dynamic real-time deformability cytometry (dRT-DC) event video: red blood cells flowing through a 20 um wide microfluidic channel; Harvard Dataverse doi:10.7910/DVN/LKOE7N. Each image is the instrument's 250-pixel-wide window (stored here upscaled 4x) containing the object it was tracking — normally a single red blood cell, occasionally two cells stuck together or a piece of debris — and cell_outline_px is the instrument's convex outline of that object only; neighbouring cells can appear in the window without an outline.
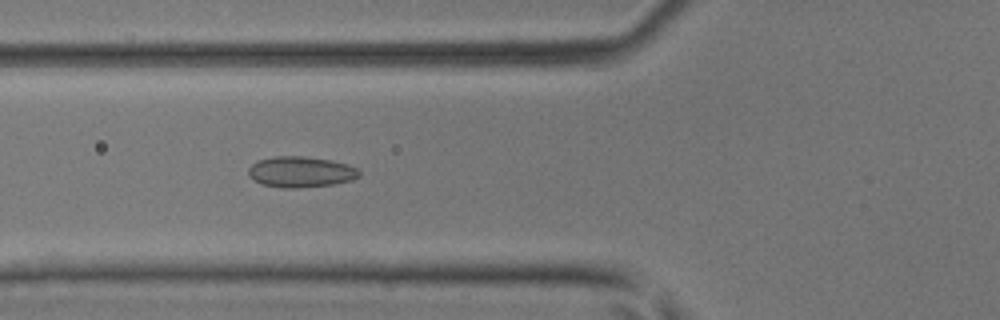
{"species": "common noctule bat (a hibernating species)", "species_latin": "Nyctalus noctula", "temperature_condition": "room temperature", "stored_images_in_passage": 50, "camera_frame_rate_fps": 3000, "um_per_image_px": 0.085, "animal": {"sex": "male", "body_mass_g": 17.9, "forearm_length_mm": 54.2}, "frame": {"image": 1, "passage_image": 19, "time_ms": 6.0, "image_size_px": [1000, 320], "cell_outline_px": [[360, 176], [352, 180], [332, 184], [296, 188], [284, 188], [260, 184], [248, 176], [248, 168], [256, 160], [276, 156], [304, 156], [332, 160], [348, 164], [356, 168], [360, 172]], "centroid_in_image_um": [25.54, 14.6], "position_along_channel_um": 100.3, "area_um2": 20.06}}
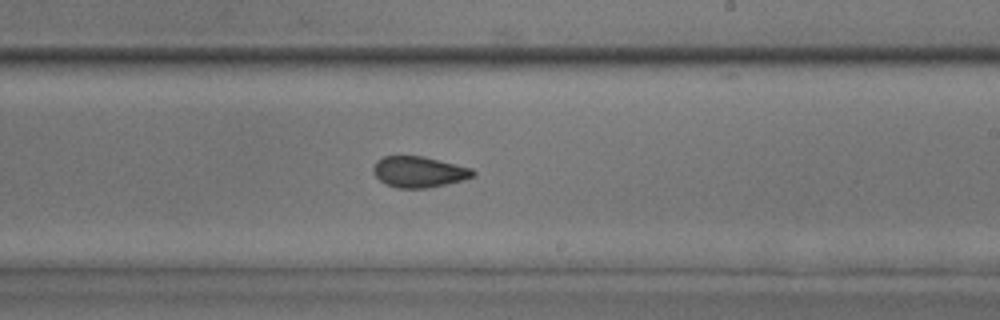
{"frame": {"image": 2, "passage_image": 30, "time_ms": 9.667, "image_size_px": [1000, 320], "cell_outline_px": [[476, 176], [464, 180], [428, 188], [396, 188], [384, 184], [372, 172], [372, 168], [376, 160], [384, 156], [424, 156], [472, 168], [476, 172]], "centroid_in_image_um": [35.61, 14.61], "position_along_channel_um": 253.4, "area_um2": 18.26}}
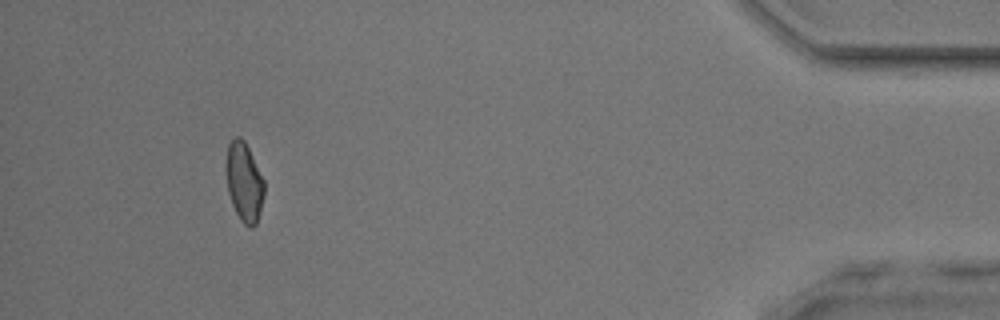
{"frame": {"image": 3, "passage_image": 46, "time_ms": 15.0, "image_size_px": [1000, 320], "cell_outline_px": [[264, 196], [260, 212], [256, 224], [252, 228], [244, 224], [240, 220], [232, 204], [228, 192], [228, 144], [236, 136], [240, 136], [244, 140], [264, 180]], "centroid_in_image_um": [20.79, 15.52], "position_along_channel_um": 414.4, "area_um2": 17.05}, "authors_computed_cell_mechanics": {"area_um2": 18.5249, "velocity_mm_per_s": 4.1864, "shape_relaxation_time_tau1_ms": null, "shape_relaxation_time_tau2_ms": 1.6234, "deformation_change_tau1": null, "deformation_change_tau2": 0.0626}}